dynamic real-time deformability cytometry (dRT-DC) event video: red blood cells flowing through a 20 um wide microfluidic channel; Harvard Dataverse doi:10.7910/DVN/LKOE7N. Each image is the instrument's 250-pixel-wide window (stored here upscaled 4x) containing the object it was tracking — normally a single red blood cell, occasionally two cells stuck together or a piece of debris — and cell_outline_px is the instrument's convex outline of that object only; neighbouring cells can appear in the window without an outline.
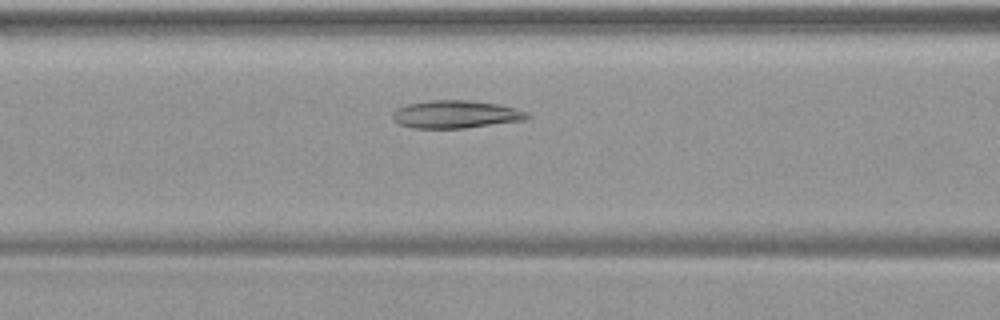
{"species": "common noctule bat (a hibernating species)", "species_latin": "Nyctalus noctula", "temperature_condition": "warm", "stored_images_in_passage": 44, "camera_frame_rate_fps": 3000, "um_per_image_px": 0.085, "animal": {"sex": "female", "body_mass_g": 19.9}, "frame": {"image": 1, "passage_image": 15, "time_ms": 4.667, "image_size_px": [1000, 320], "cell_outline_px": [[532, 116], [528, 120], [464, 128], [412, 128], [400, 124], [392, 120], [392, 112], [396, 108], [408, 104], [428, 100], [472, 100], [496, 104], [528, 112]], "centroid_in_image_um": [38.73, 9.72], "position_along_channel_um": 127.9, "area_um2": 21.96}}
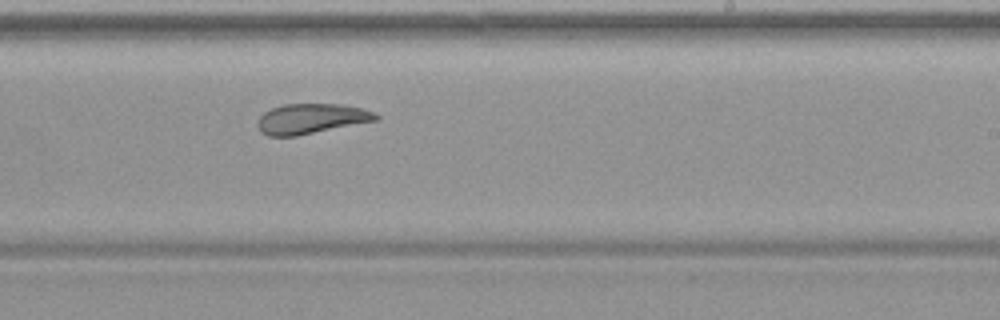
{"frame": {"image": 2, "passage_image": 25, "time_ms": 8.0, "image_size_px": [1000, 320], "cell_outline_px": [[380, 120], [296, 136], [268, 136], [260, 132], [256, 124], [260, 116], [264, 112], [272, 108], [284, 104], [340, 104], [360, 108], [376, 112], [380, 116]], "centroid_in_image_um": [26.47, 10.09], "position_along_channel_um": 262.5, "area_um2": 20.92}}
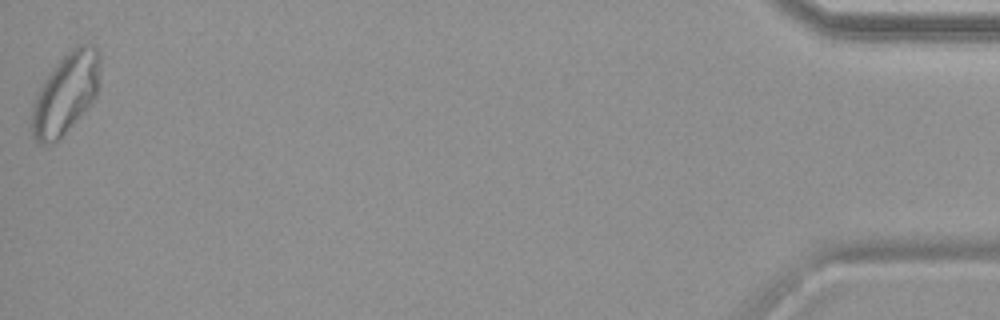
{"frame": {"image": 3, "passage_image": 44, "time_ms": 14.333, "image_size_px": [1000, 320], "cell_outline_px": [[100, 60], [96, 96], [68, 128], [52, 144], [40, 144], [32, 136], [28, 128], [28, 124], [32, 104], [44, 80], [56, 64], [76, 44], [92, 44], [100, 52]], "centroid_in_image_um": [5.53, 7.95], "position_along_channel_um": 429.7, "area_um2": 31.85}}